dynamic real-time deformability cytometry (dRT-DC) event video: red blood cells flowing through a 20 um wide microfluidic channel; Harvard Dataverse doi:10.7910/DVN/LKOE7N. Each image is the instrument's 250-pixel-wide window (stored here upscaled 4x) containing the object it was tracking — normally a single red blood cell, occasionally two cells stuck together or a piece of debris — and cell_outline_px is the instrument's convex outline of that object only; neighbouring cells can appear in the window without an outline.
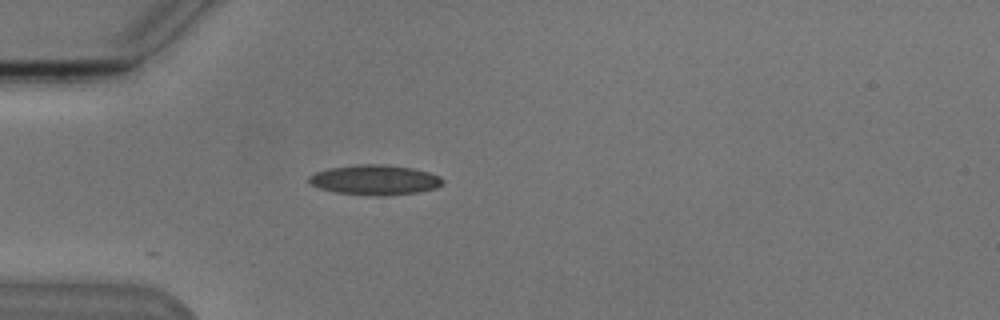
{"species": "Egyptian fruit bat (a non-hibernating species)", "species_latin": "Rousettus aegyptiacus", "temperature_condition": "cold", "stored_images_in_passage": 4, "camera_frame_rate_fps": 3000, "um_per_image_px": 0.085, "animal": {"sex": "male"}, "frame": {"image": 1, "passage_image": 4, "time_ms": 3.333, "image_size_px": [1000, 320], "cell_outline_px": [[444, 184], [436, 188], [416, 192], [384, 196], [376, 196], [336, 192], [320, 188], [312, 184], [308, 180], [308, 176], [316, 172], [332, 168], [356, 164], [380, 164], [412, 168], [428, 172], [440, 176], [444, 180]], "centroid_in_image_um": [31.89, 15.29], "position_along_channel_um": 53.1, "area_um2": 23.24}}